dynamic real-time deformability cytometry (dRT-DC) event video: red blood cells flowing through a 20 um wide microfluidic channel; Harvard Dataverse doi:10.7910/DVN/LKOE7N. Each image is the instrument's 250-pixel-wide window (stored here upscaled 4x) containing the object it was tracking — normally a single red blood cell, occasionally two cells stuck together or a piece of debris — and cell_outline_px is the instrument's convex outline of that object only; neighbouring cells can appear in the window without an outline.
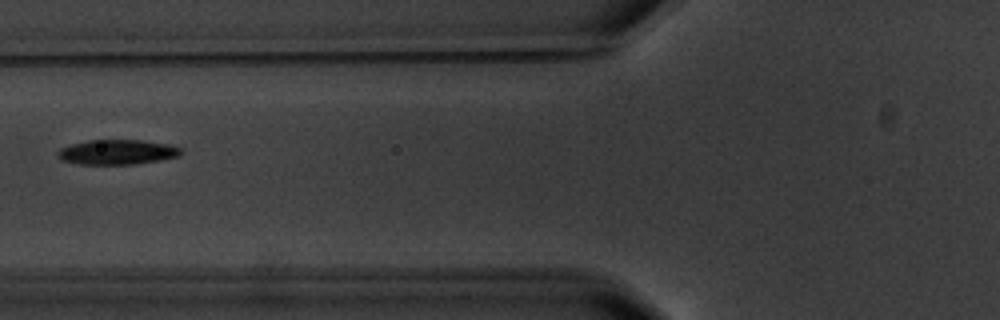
{"species": "common noctule bat (a hibernating species)", "species_latin": "Nyctalus noctula", "temperature_condition": "warm", "stored_images_in_passage": 8, "camera_frame_rate_fps": 3000, "um_per_image_px": 0.085, "animal": {"sex": "male", "body_mass_g": 20.1, "forearm_length_mm": 53.5}, "frame": {"image": 1, "passage_image": 8, "time_ms": 8.0, "image_size_px": [1000, 320], "cell_outline_px": [[184, 152], [180, 156], [160, 160], [136, 164], [76, 164], [64, 160], [56, 152], [60, 148], [72, 144], [88, 140], [144, 140], [172, 144], [184, 148]], "centroid_in_image_um": [10.07, 12.92], "position_along_channel_um": 115.7, "area_um2": 18.09}}